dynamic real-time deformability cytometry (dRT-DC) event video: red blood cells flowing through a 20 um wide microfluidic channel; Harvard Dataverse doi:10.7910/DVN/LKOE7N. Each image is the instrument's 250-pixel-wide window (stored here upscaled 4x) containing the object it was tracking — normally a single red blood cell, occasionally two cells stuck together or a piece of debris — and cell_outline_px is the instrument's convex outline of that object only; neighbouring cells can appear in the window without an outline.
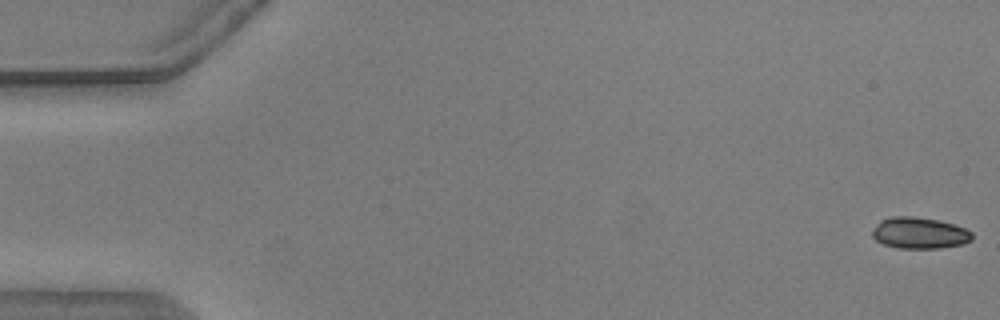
{"species": "common noctule bat (a hibernating species)", "species_latin": "Nyctalus noctula", "temperature_condition": "warm", "stored_images_in_passage": 11, "camera_frame_rate_fps": 3000, "um_per_image_px": 0.085, "animal": {"sex": "male", "body_mass_g": 20.5, "forearm_length_mm": 52.5}, "frame": {"image": 1, "passage_image": 1, "time_ms": 0.0, "image_size_px": [1000, 320], "cell_outline_px": [[972, 240], [964, 244], [940, 248], [896, 248], [884, 244], [876, 240], [872, 236], [872, 228], [880, 220], [888, 216], [912, 216], [940, 220], [964, 228], [972, 232]], "centroid_in_image_um": [78.13, 19.8], "position_along_channel_um": 6.9, "area_um2": 18.44}}